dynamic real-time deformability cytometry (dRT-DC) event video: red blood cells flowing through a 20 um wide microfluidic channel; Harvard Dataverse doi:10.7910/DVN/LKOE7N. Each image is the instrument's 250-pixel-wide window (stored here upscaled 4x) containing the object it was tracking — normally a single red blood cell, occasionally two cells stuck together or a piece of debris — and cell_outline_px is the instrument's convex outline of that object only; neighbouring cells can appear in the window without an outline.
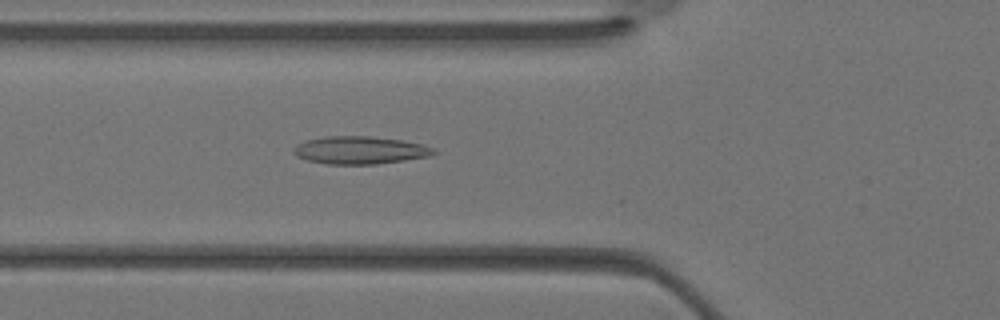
{"species": "Egyptian fruit bat (a non-hibernating species)", "species_latin": "Rousettus aegyptiacus", "temperature_condition": "warm", "stored_images_in_passage": 35, "camera_frame_rate_fps": 3000, "um_per_image_px": 0.085, "animal": {"sex": "female"}, "frame": {"image": 1, "passage_image": 13, "time_ms": 4.0, "image_size_px": [1000, 320], "cell_outline_px": [[436, 152], [432, 156], [376, 164], [328, 164], [308, 160], [296, 156], [292, 152], [292, 148], [296, 144], [304, 140], [324, 136], [368, 136], [400, 140], [424, 144], [432, 148]], "centroid_in_image_um": [30.55, 12.76], "position_along_channel_um": 95.2, "area_um2": 22.72}}
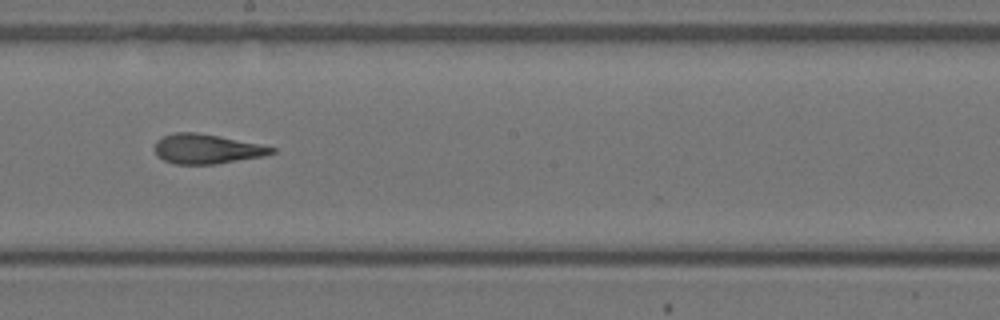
{"frame": {"image": 2, "passage_image": 20, "time_ms": 6.333, "image_size_px": [1000, 320], "cell_outline_px": [[276, 152], [264, 156], [216, 164], [172, 164], [156, 156], [152, 148], [156, 140], [164, 136], [176, 132], [196, 132], [220, 136], [260, 144], [276, 148]], "centroid_in_image_um": [17.53, 12.66], "position_along_channel_um": 230.7, "area_um2": 20.46}}
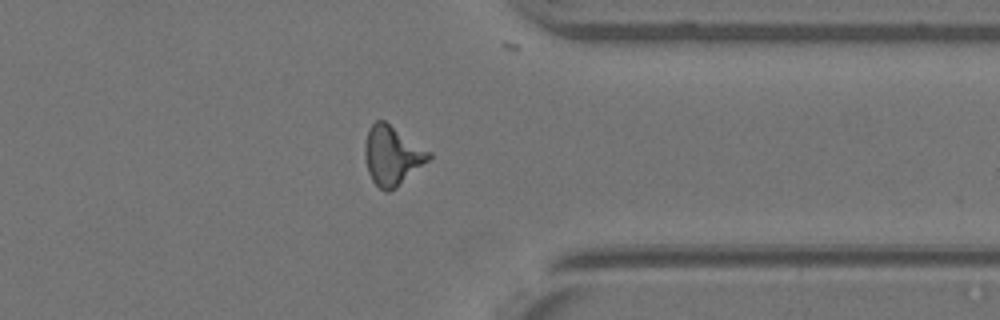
{"frame": {"image": 3, "passage_image": 28, "time_ms": 9.0, "image_size_px": [1000, 320], "cell_outline_px": [[432, 156], [428, 160], [396, 188], [388, 192], [384, 192], [372, 180], [368, 172], [364, 156], [364, 144], [368, 128], [376, 120], [384, 120], [432, 152]], "centroid_in_image_um": [33.31, 13.21], "position_along_channel_um": 378.1, "area_um2": 22.08}}